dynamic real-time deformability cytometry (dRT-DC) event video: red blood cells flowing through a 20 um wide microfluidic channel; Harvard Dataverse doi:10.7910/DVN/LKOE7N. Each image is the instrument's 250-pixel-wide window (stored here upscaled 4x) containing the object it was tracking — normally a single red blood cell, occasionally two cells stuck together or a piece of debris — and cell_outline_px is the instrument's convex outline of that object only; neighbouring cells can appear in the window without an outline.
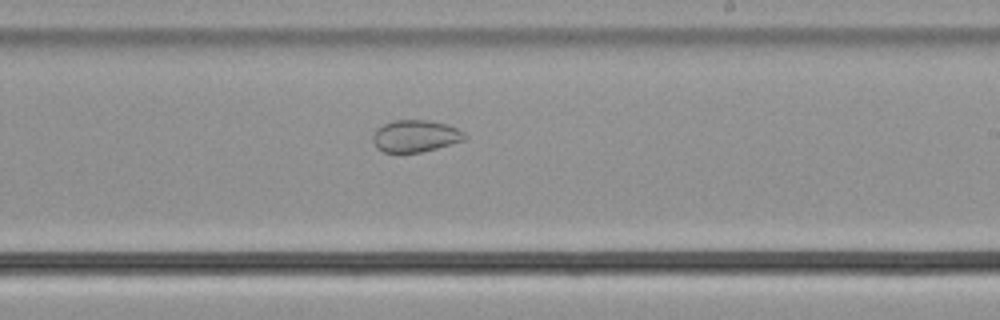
{"species": "common noctule bat (a hibernating species)", "species_latin": "Nyctalus noctula", "temperature_condition": "cold", "stored_images_in_passage": 41, "camera_frame_rate_fps": 3000, "um_per_image_px": 0.085, "animal": {"sex": "male", "body_mass_g": 21.5, "forearm_length_mm": 52.0}, "frame": {"image": 1, "passage_image": 19, "time_ms": 6.0, "image_size_px": [1000, 320], "cell_outline_px": [[468, 136], [464, 140], [436, 148], [420, 152], [384, 152], [376, 148], [372, 140], [372, 136], [376, 128], [392, 120], [428, 120], [448, 124], [464, 132]], "centroid_in_image_um": [35.29, 11.55], "position_along_channel_um": 253.7, "area_um2": 17.17}}
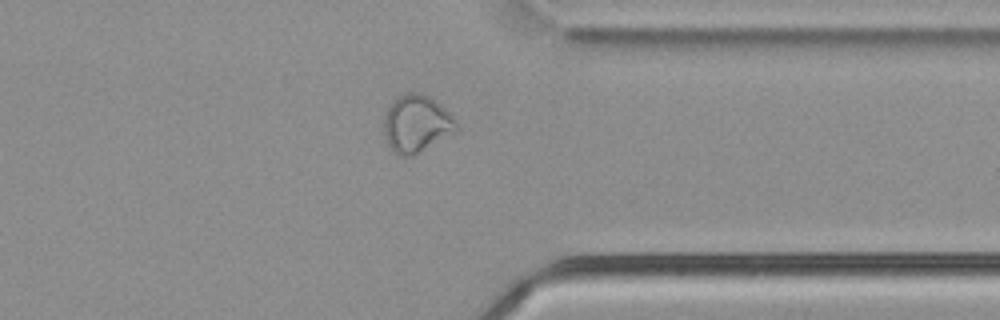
{"frame": {"image": 2, "passage_image": 29, "time_ms": 9.333, "image_size_px": [1000, 320], "cell_outline_px": [[456, 128], [416, 152], [408, 156], [400, 156], [392, 152], [388, 144], [384, 132], [384, 116], [392, 100], [408, 92], [420, 92], [428, 96], [440, 104], [456, 120]], "centroid_in_image_um": [35.31, 10.46], "position_along_channel_um": 376.1, "area_um2": 23.18}}
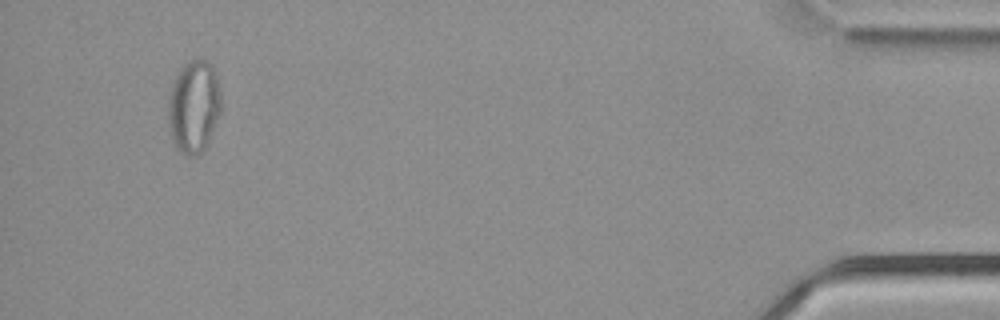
{"frame": {"image": 3, "passage_image": 38, "time_ms": 12.333, "image_size_px": [1000, 320], "cell_outline_px": [[220, 112], [208, 140], [204, 148], [196, 156], [188, 156], [180, 152], [176, 148], [172, 136], [168, 120], [168, 96], [172, 84], [180, 68], [188, 60], [196, 56], [208, 60], [216, 68], [220, 92]], "centroid_in_image_um": [16.47, 8.97], "position_along_channel_um": 418.7, "area_um2": 28.84}, "authors_computed_cell_mechanics": {"area_um2": 22.542, "velocity_mm_per_s": 3.7786, "shape_relaxation_time_tau1_ms": null, "shape_relaxation_time_tau2_ms": 1.4068, "deformation_change_tau1": null, "deformation_change_tau2": 0.0457}}